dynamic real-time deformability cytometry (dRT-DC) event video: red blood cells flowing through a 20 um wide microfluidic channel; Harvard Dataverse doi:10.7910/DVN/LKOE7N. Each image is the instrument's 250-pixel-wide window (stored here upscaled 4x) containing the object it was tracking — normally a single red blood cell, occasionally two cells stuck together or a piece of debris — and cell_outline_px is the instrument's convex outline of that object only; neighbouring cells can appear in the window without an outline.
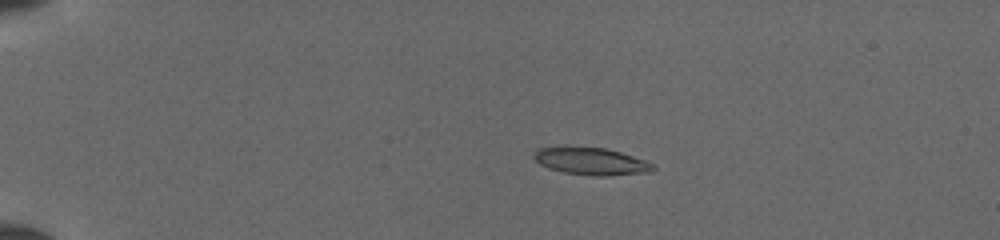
{"species": "common noctule bat (a hibernating species)", "species_latin": "Nyctalus noctula", "temperature_condition": "cold", "stored_images_in_passage": 40, "camera_frame_rate_fps": 3000, "um_per_image_px": 0.085, "animal": {"sex": "female", "body_mass_g": 19.5, "forearm_length_mm": 54.1}, "frame": {"image": 1, "passage_image": 1, "time_ms": 0.0, "image_size_px": [1000, 240], "cell_outline_px": [[656, 168], [652, 172], [608, 176], [592, 176], [564, 172], [548, 168], [540, 164], [532, 156], [540, 148], [564, 144], [568, 144], [604, 148], [620, 152], [644, 160], [652, 164]], "centroid_in_image_um": [50.21, 13.68], "position_along_channel_um": 34.8, "area_um2": 19.48}}
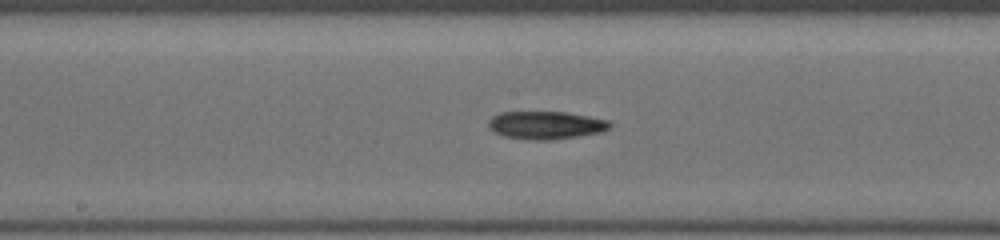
{"frame": {"image": 2, "passage_image": 18, "time_ms": 5.667, "image_size_px": [1000, 240], "cell_outline_px": [[612, 128], [600, 132], [580, 136], [548, 140], [528, 140], [504, 136], [492, 132], [488, 128], [488, 120], [492, 116], [500, 112], [568, 112], [608, 120], [612, 124]], "centroid_in_image_um": [46.38, 10.64], "position_along_channel_um": 201.8, "area_um2": 20.0}}
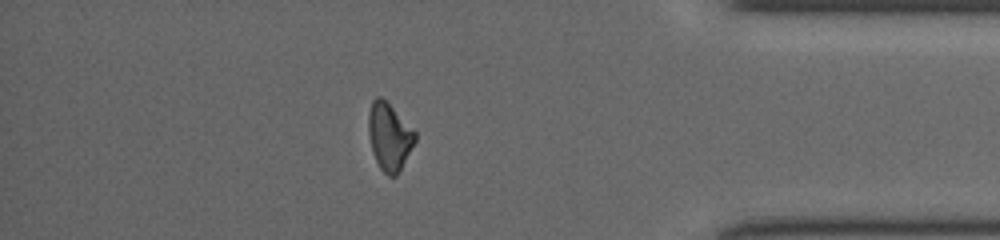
{"frame": {"image": 3, "passage_image": 34, "time_ms": 11.0, "image_size_px": [1000, 240], "cell_outline_px": [[416, 140], [396, 176], [388, 176], [380, 168], [372, 152], [368, 132], [368, 112], [372, 100], [376, 96], [380, 96], [416, 132]], "centroid_in_image_um": [33.06, 11.61], "position_along_channel_um": 402.1, "area_um2": 17.98}}